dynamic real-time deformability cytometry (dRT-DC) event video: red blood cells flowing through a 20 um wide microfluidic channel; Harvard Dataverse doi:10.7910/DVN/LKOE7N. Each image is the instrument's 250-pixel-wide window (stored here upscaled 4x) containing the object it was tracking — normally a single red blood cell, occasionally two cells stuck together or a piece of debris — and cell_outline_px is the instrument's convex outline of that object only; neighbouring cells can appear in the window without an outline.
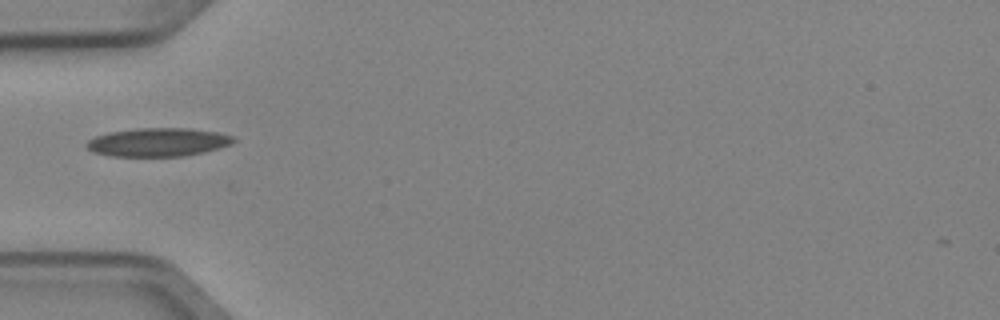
{"species": "Egyptian fruit bat (a non-hibernating species)", "species_latin": "Rousettus aegyptiacus", "temperature_condition": "cold", "stored_images_in_passage": 1, "camera_frame_rate_fps": 3000, "um_per_image_px": 0.085, "animal": {"sex": "female"}, "frame": {"image": 1, "passage_image": 1, "time_ms": 0.0, "image_size_px": [1000, 320], "cell_outline_px": [[236, 140], [232, 144], [220, 148], [204, 152], [184, 156], [112, 156], [92, 152], [84, 144], [88, 140], [96, 136], [108, 132], [136, 128], [188, 128], [220, 132], [236, 136]], "centroid_in_image_um": [13.47, 12.08], "position_along_channel_um": 71.5, "area_um2": 24.68}}